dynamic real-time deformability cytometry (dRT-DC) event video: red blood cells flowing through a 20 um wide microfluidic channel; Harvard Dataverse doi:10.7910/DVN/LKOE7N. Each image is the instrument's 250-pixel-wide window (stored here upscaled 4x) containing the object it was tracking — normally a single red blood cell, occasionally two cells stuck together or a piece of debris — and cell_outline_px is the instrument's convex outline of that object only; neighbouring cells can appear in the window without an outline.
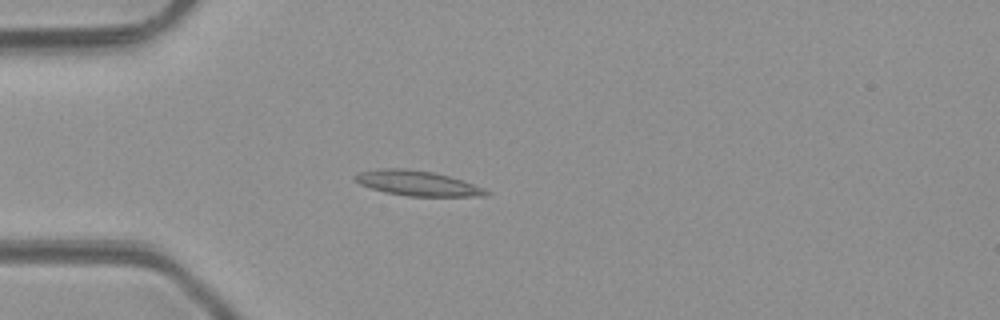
{"species": "common noctule bat (a hibernating species)", "species_latin": "Nyctalus noctula", "temperature_condition": "room temperature", "stored_images_in_passage": 4, "camera_frame_rate_fps": 3000, "um_per_image_px": 0.085, "animal": {"sex": "male", "body_mass_g": 23.1, "forearm_length_mm": 52.7}, "frame": {"image": 1, "passage_image": 3, "time_ms": 2.333, "image_size_px": [1000, 320], "cell_outline_px": [[492, 192], [484, 196], [408, 196], [384, 192], [360, 184], [352, 180], [352, 176], [360, 172], [380, 168], [404, 168], [432, 172], [448, 176], [484, 188]], "centroid_in_image_um": [35.42, 15.57], "position_along_channel_um": 49.6, "area_um2": 19.02}}